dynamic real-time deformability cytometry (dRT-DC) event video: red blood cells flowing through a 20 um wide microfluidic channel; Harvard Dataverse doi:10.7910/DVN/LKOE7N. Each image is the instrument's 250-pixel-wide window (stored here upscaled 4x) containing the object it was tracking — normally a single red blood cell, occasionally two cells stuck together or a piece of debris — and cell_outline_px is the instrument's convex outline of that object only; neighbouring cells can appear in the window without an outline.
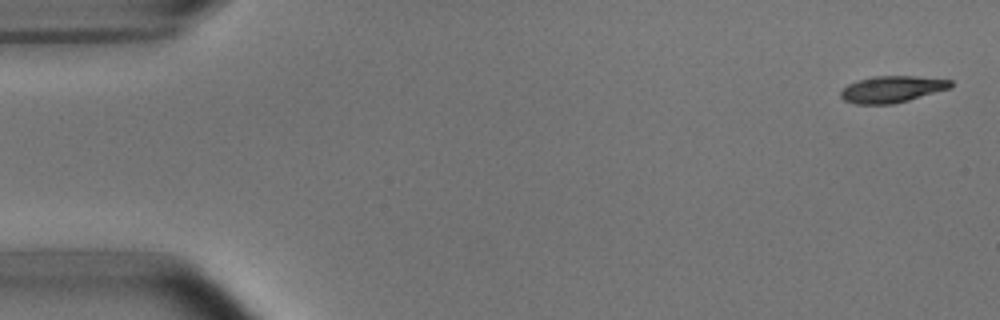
{"species": "common noctule bat (a hibernating species)", "species_latin": "Nyctalus noctula", "temperature_condition": "room temperature", "stored_images_in_passage": 6, "camera_frame_rate_fps": 3000, "um_per_image_px": 0.085, "animal": {"sex": "male", "body_mass_g": 15.6}, "frame": {"image": 1, "passage_image": 1, "time_ms": 0.0, "image_size_px": [1000, 320], "cell_outline_px": [[952, 88], [908, 100], [892, 104], [856, 104], [844, 100], [840, 96], [840, 92], [848, 84], [860, 80], [876, 76], [916, 76], [952, 80]], "centroid_in_image_um": [75.84, 7.58], "position_along_channel_um": 9.2, "area_um2": 16.94}}